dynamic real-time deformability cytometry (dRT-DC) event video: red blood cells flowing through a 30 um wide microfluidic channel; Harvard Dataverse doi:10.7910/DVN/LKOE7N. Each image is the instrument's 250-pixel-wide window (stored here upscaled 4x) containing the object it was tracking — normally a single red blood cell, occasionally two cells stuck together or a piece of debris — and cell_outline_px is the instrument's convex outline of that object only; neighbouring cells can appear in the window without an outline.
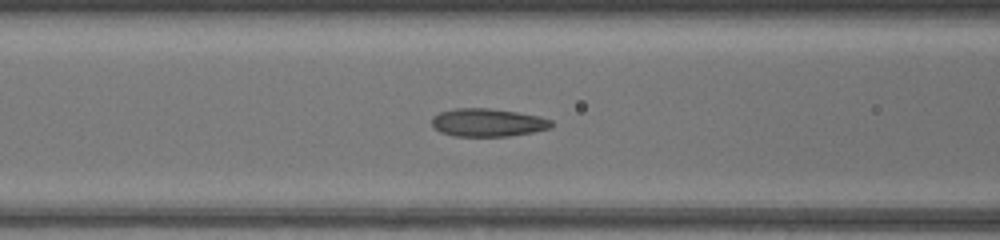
{"species": "common noctule bat (a hibernating species)", "species_latin": "Nyctalus noctula", "temperature_condition": "warm", "stored_images_in_passage": 38, "camera_frame_rate_fps": 3000, "um_per_image_px": 0.085, "animal": {"sex": "female", "body_mass_g": 17.0, "forearm_length_mm": 48.0}, "frame": {"image": 1, "passage_image": 20, "time_ms": 6.333, "image_size_px": [1000, 240], "cell_outline_px": [[552, 128], [532, 132], [508, 136], [452, 136], [440, 132], [432, 124], [432, 116], [440, 112], [456, 108], [488, 108], [516, 112], [540, 116], [552, 120]], "centroid_in_image_um": [41.46, 10.42], "position_along_channel_um": 125.1, "area_um2": 19.54}}
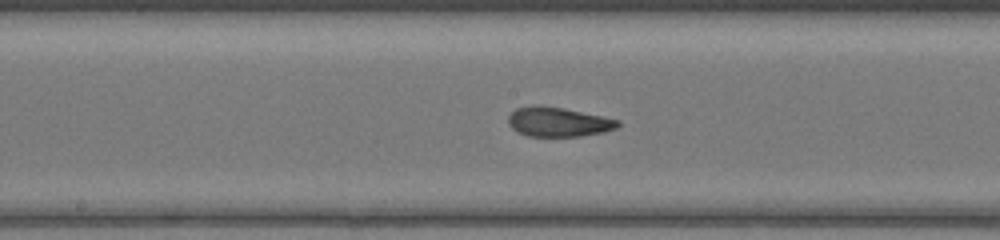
{"frame": {"image": 2, "passage_image": 25, "time_ms": 8.0, "image_size_px": [1000, 240], "cell_outline_px": [[620, 124], [616, 128], [604, 132], [580, 136], [528, 136], [516, 132], [508, 124], [508, 116], [516, 108], [536, 104], [564, 108], [620, 120]], "centroid_in_image_um": [47.42, 10.36], "position_along_channel_um": 200.8, "area_um2": 18.9}}
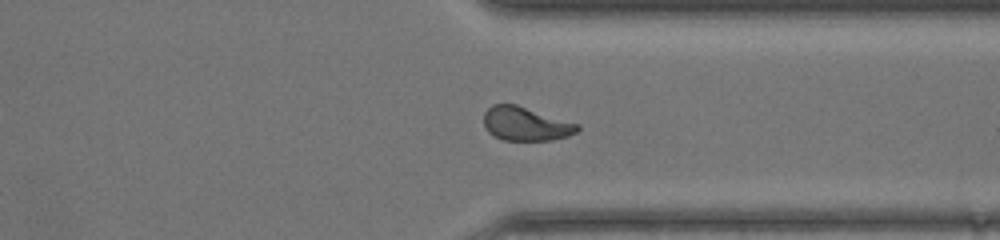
{"frame": {"image": 3, "passage_image": 36, "time_ms": 11.667, "image_size_px": [1000, 240], "cell_outline_px": [[580, 128], [576, 132], [568, 136], [552, 140], [504, 140], [488, 132], [484, 128], [484, 112], [492, 104], [516, 104], [580, 124]], "centroid_in_image_um": [44.69, 10.52], "position_along_channel_um": 366.7, "area_um2": 18.5}}